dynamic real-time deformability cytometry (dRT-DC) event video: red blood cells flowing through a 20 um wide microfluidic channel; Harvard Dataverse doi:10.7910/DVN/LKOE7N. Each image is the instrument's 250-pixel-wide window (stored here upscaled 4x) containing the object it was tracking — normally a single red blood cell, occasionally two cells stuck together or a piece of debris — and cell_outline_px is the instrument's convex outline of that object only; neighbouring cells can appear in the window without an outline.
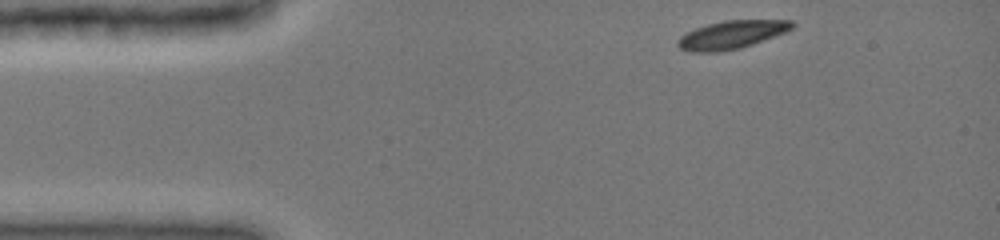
{"species": "common noctule bat (a hibernating species)", "species_latin": "Nyctalus noctula", "temperature_condition": "cold", "stored_images_in_passage": 21, "camera_frame_rate_fps": 3000, "um_per_image_px": 0.085, "animal": {"sex": "female", "body_mass_g": 19.0, "forearm_length_mm": 51.5}, "frame": {"image": 1, "passage_image": 1, "time_ms": 0.0, "image_size_px": [1000, 240], "cell_outline_px": [[796, 24], [792, 28], [784, 32], [752, 44], [740, 48], [716, 52], [688, 52], [680, 48], [676, 44], [676, 40], [680, 36], [696, 28], [708, 24], [724, 20], [792, 20]], "centroid_in_image_um": [62.15, 2.95], "position_along_channel_um": 22.9, "area_um2": 18.61}}
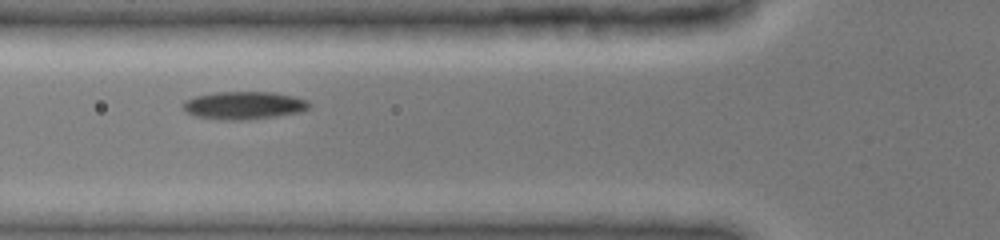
{"frame": {"image": 2, "passage_image": 10, "time_ms": 3.0, "image_size_px": [1000, 240], "cell_outline_px": [[312, 104], [304, 112], [248, 120], [216, 120], [196, 116], [188, 112], [184, 108], [184, 100], [196, 96], [216, 92], [272, 92], [292, 96], [308, 100]], "centroid_in_image_um": [20.78, 8.97], "position_along_channel_um": 105.0, "area_um2": 20.58}}
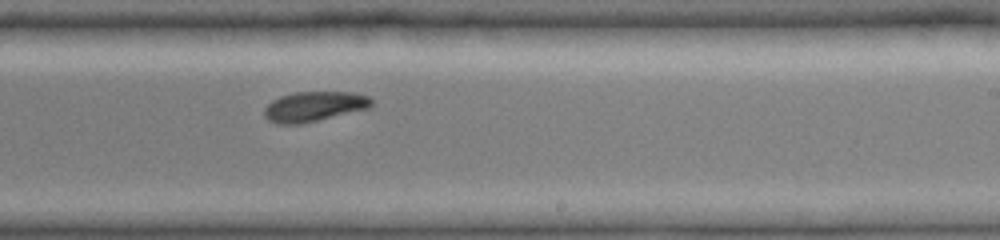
{"frame": {"image": 3, "passage_image": 21, "time_ms": 6.667, "image_size_px": [1000, 240], "cell_outline_px": [[372, 104], [368, 108], [300, 124], [276, 124], [268, 120], [264, 116], [264, 108], [272, 100], [280, 96], [296, 92], [356, 92], [368, 96], [372, 100]], "centroid_in_image_um": [26.67, 9.04], "position_along_channel_um": 262.3, "area_um2": 18.61}}